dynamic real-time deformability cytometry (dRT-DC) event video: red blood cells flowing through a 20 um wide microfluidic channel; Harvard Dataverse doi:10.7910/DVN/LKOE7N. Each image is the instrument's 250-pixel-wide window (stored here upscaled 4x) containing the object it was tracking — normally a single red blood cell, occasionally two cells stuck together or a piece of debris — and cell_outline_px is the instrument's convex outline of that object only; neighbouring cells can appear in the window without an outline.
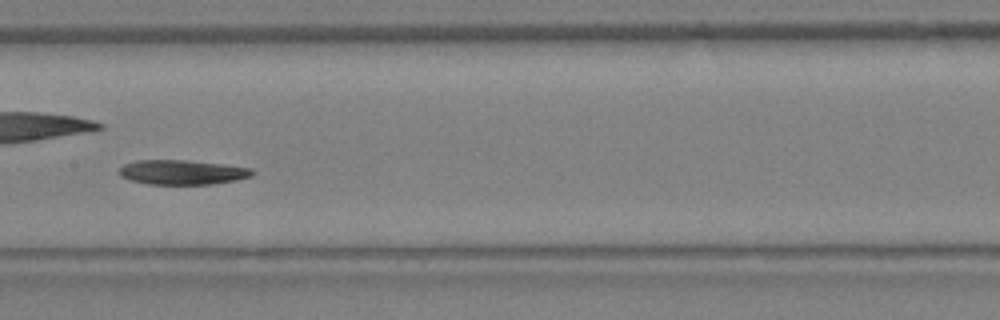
{"species": "Egyptian fruit bat (a non-hibernating species)", "species_latin": "Rousettus aegyptiacus", "temperature_condition": "warm", "stored_images_in_passage": 27, "camera_frame_rate_fps": 3000, "um_per_image_px": 0.085, "animal": {"sex": "female"}, "frame": {"image": 1, "passage_image": 12, "time_ms": 3.667, "image_size_px": [1000, 320], "cell_outline_px": [[252, 176], [236, 180], [212, 184], [148, 184], [132, 180], [120, 176], [120, 168], [124, 164], [136, 160], [188, 160], [252, 168]], "centroid_in_image_um": [15.48, 14.64], "position_along_channel_um": 191.9, "area_um2": 18.9}}
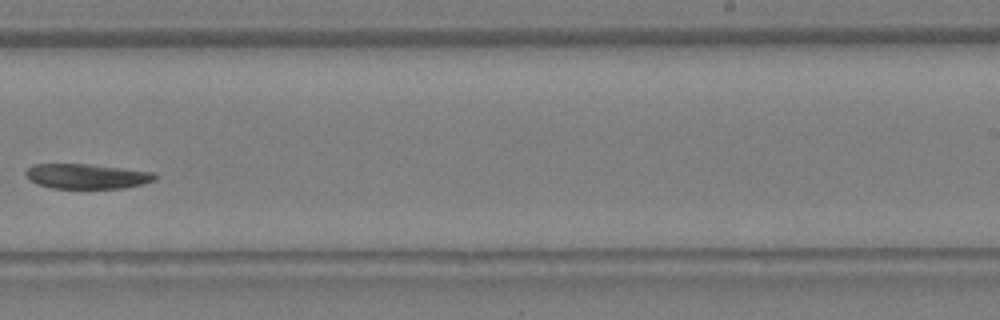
{"frame": {"image": 2, "passage_image": 16, "time_ms": 5.0, "image_size_px": [1000, 320], "cell_outline_px": [[156, 180], [124, 188], [52, 188], [36, 184], [28, 180], [24, 172], [32, 164], [88, 164], [152, 172], [156, 176]], "centroid_in_image_um": [7.3, 14.98], "position_along_channel_um": 281.7, "area_um2": 18.67}}
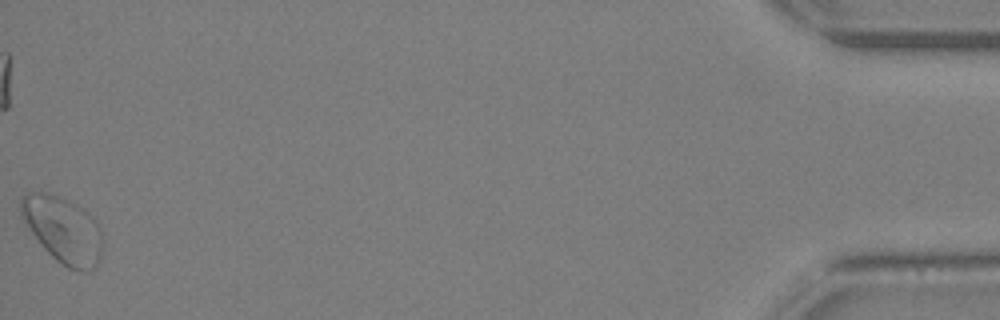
{"frame": {"image": 3, "passage_image": 27, "time_ms": 8.667, "image_size_px": [1000, 320], "cell_outline_px": [[104, 240], [100, 256], [96, 268], [88, 272], [76, 272], [68, 268], [56, 260], [44, 248], [20, 216], [20, 196], [28, 192], [48, 192], [60, 196], [76, 204], [96, 224]], "centroid_in_image_um": [5.34, 19.55], "position_along_channel_um": 429.9, "area_um2": 31.44}}